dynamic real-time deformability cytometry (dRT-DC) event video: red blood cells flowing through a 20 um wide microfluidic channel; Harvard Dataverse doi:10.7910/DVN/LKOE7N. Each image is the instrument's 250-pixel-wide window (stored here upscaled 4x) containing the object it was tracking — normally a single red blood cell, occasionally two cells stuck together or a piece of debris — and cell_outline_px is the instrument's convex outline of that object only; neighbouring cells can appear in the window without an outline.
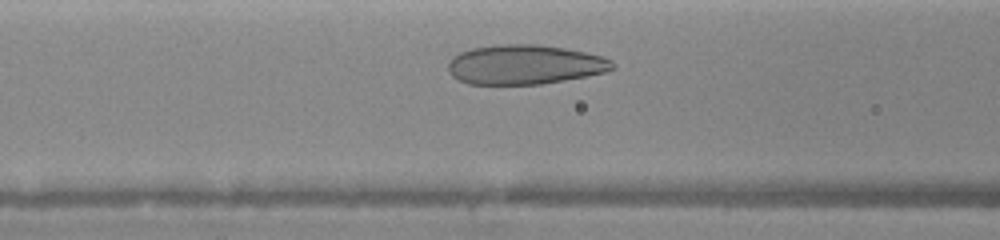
{"species": "human", "species_latin": "Homo sapiens", "temperature_condition": "warm", "stored_images_in_passage": 24, "camera_frame_rate_fps": 3000, "um_per_image_px": 0.085, "donor": {"sex": "female"}, "frame": {"image": 1, "passage_image": 6, "time_ms": 1.667, "image_size_px": [1000, 240], "cell_outline_px": [[616, 68], [604, 72], [564, 80], [540, 84], [468, 84], [452, 76], [448, 72], [448, 60], [452, 56], [460, 52], [472, 48], [496, 44], [536, 44], [564, 48], [604, 56], [612, 60], [616, 64]], "centroid_in_image_um": [44.58, 5.48], "position_along_channel_um": 122.0, "area_um2": 38.03}}
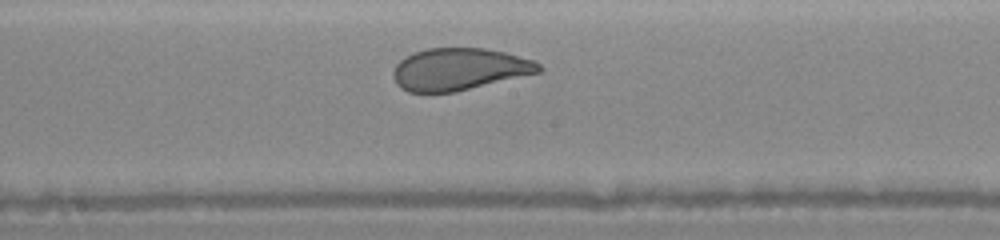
{"frame": {"image": 2, "passage_image": 9, "time_ms": 3.667, "image_size_px": [1000, 240], "cell_outline_px": [[544, 68], [540, 72], [452, 92], [408, 92], [400, 88], [396, 84], [392, 76], [392, 72], [396, 64], [400, 60], [416, 52], [428, 48], [484, 48], [504, 52], [532, 60], [540, 64]], "centroid_in_image_um": [39.0, 5.88], "position_along_channel_um": 209.2, "area_um2": 35.37}}
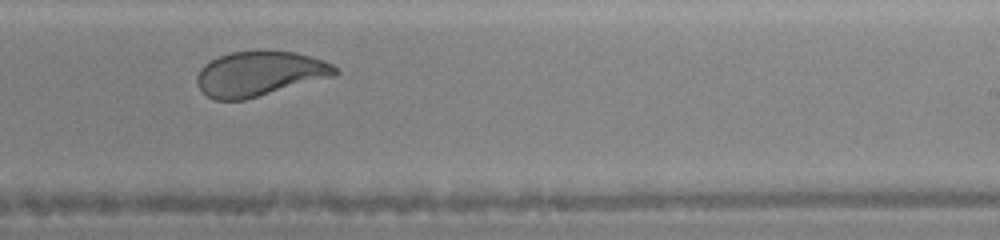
{"frame": {"image": 3, "passage_image": 12, "time_ms": 5.0, "image_size_px": [1000, 240], "cell_outline_px": [[340, 72], [336, 76], [244, 100], [216, 100], [208, 96], [196, 84], [196, 76], [200, 68], [204, 64], [220, 56], [232, 52], [296, 52], [324, 60], [332, 64]], "centroid_in_image_um": [22.08, 6.28], "position_along_channel_um": 266.9, "area_um2": 35.84}}